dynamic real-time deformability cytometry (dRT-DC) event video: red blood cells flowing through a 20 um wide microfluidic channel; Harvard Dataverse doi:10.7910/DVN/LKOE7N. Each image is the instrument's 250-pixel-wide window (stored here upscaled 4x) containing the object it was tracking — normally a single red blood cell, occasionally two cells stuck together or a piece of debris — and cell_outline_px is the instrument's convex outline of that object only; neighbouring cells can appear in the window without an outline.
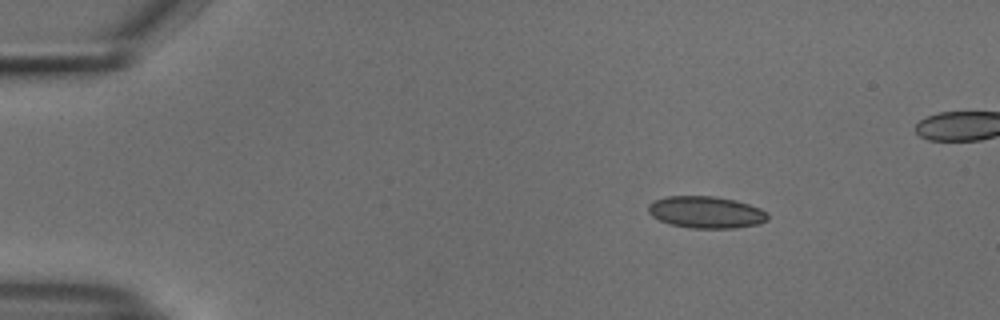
{"species": "common noctule bat (a hibernating species)", "species_latin": "Nyctalus noctula", "temperature_condition": "cold", "stored_images_in_passage": 8, "camera_frame_rate_fps": 3000, "um_per_image_px": 0.085, "animal": {"sex": "male", "body_mass_g": 18.8}, "frame": {"image": 1, "passage_image": 1, "time_ms": 0.0, "image_size_px": [1000, 320], "cell_outline_px": [[768, 220], [760, 224], [736, 228], [692, 228], [668, 224], [652, 216], [648, 212], [648, 204], [652, 200], [668, 196], [716, 196], [736, 200], [760, 208], [768, 212]], "centroid_in_image_um": [60.02, 18.04], "position_along_channel_um": 25.0, "area_um2": 22.48}}